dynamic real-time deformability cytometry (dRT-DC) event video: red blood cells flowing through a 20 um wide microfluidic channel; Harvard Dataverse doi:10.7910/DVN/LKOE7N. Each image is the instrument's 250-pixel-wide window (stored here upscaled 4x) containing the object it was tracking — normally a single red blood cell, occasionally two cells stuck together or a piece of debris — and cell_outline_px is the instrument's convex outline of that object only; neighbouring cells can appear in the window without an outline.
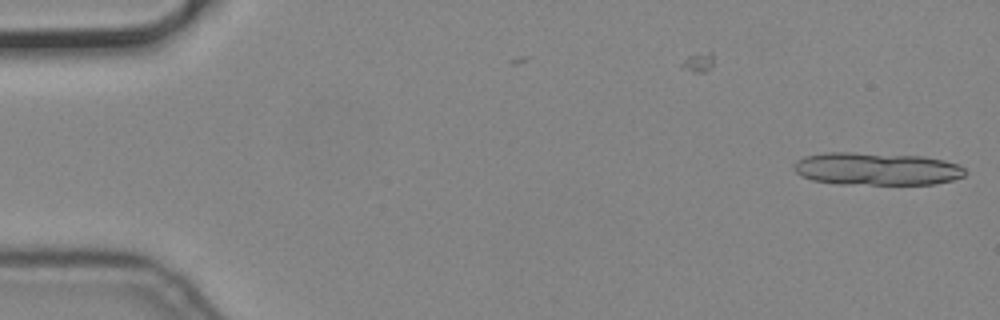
{"species": "common noctule bat (a hibernating species)", "species_latin": "Nyctalus noctula", "temperature_condition": "cold", "stored_images_in_passage": 13, "camera_frame_rate_fps": 3000, "um_per_image_px": 0.085, "animal": {"sex": "male", "body_mass_g": 19.2, "forearm_length_mm": 51.8}, "frame": {"image": 1, "passage_image": 1, "time_ms": 0.0, "image_size_px": [1000, 320], "cell_outline_px": [[968, 172], [964, 176], [952, 180], [936, 184], [840, 184], [812, 180], [800, 176], [792, 168], [796, 160], [804, 156], [824, 152], [852, 152], [924, 156], [944, 160], [960, 164]], "centroid_in_image_um": [74.51, 14.35], "position_along_channel_um": 10.5, "area_um2": 33.06}}